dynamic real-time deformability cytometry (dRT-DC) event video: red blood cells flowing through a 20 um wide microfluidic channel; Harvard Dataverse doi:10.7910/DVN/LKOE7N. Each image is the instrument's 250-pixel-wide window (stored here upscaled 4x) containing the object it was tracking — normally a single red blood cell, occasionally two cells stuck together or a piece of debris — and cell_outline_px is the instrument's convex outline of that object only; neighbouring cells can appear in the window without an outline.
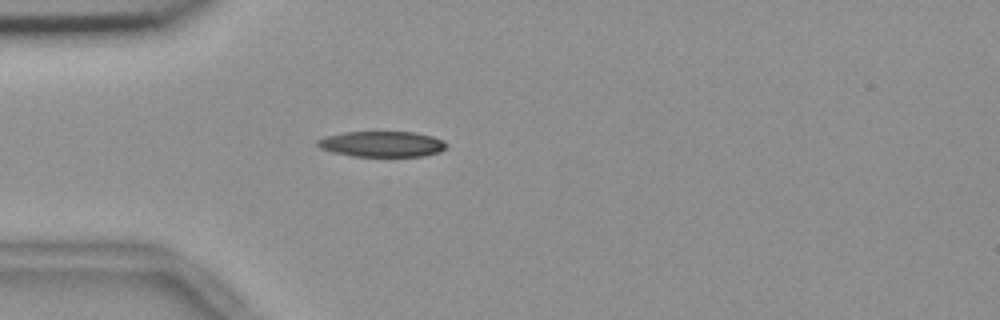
{"species": "common noctule bat (a hibernating species)", "species_latin": "Nyctalus noctula", "temperature_condition": "room temperature", "stored_images_in_passage": 40, "camera_frame_rate_fps": 3000, "um_per_image_px": 0.085, "animal": {"sex": "female", "body_mass_g": 18.4}, "frame": {"image": 1, "passage_image": 1, "time_ms": 0.0, "image_size_px": [1000, 320], "cell_outline_px": [[448, 144], [440, 152], [424, 156], [352, 156], [332, 152], [320, 148], [316, 144], [316, 140], [324, 136], [344, 132], [416, 132], [432, 136], [444, 140]], "centroid_in_image_um": [32.46, 12.24], "position_along_channel_um": 52.5, "area_um2": 19.42}}
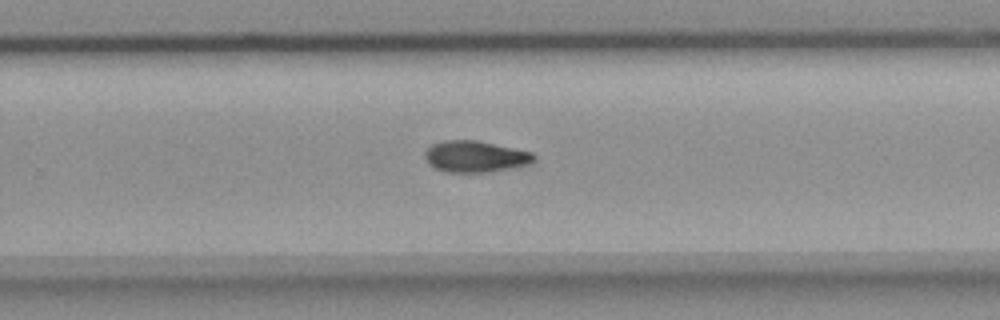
{"frame": {"image": 2, "passage_image": 21, "time_ms": 6.667, "image_size_px": [1000, 320], "cell_outline_px": [[536, 160], [528, 164], [508, 168], [484, 172], [448, 172], [436, 168], [428, 164], [424, 156], [424, 152], [432, 144], [444, 140], [476, 140], [532, 152], [536, 156]], "centroid_in_image_um": [40.37, 13.29], "position_along_channel_um": 289.4, "area_um2": 19.77}}
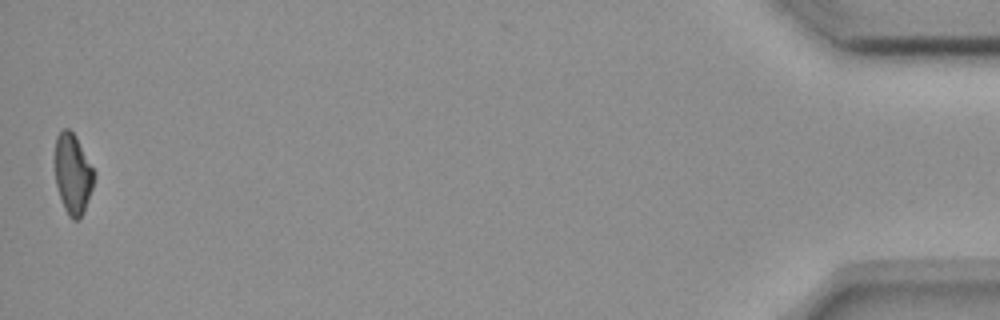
{"frame": {"image": 3, "passage_image": 40, "time_ms": 13.0, "image_size_px": [1000, 320], "cell_outline_px": [[96, 176], [92, 188], [84, 208], [80, 216], [76, 220], [72, 220], [68, 216], [64, 208], [56, 184], [56, 136], [64, 128], [68, 128], [76, 136], [96, 172]], "centroid_in_image_um": [6.21, 14.76], "position_along_channel_um": 429.0, "area_um2": 18.03}, "authors_computed_cell_mechanics": {"area_um2": 19.652, "velocity_mm_per_s": 3.6922, "shape_relaxation_time_tau1_ms": 8.7135, "shape_relaxation_time_tau2_ms": null, "deformation_change_tau1": 0.191, "deformation_change_tau2": null}}